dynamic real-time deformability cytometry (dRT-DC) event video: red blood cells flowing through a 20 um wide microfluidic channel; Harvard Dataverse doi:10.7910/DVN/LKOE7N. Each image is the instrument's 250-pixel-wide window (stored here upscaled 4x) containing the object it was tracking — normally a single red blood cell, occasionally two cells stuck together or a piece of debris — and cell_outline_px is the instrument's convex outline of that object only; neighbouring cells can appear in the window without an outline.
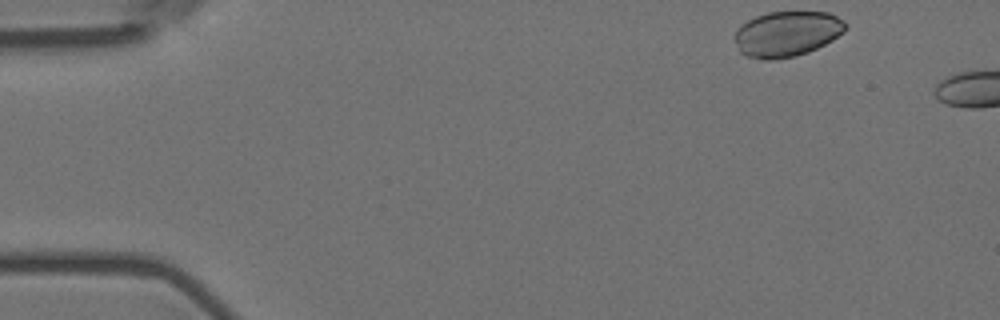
{"species": "Egyptian fruit bat (a non-hibernating species)", "species_latin": "Rousettus aegyptiacus", "temperature_condition": "room temperature", "stored_images_in_passage": 5, "camera_frame_rate_fps": 3000, "um_per_image_px": 0.085, "animal": {"sex": "female"}, "frame": {"image": 1, "passage_image": 1, "time_ms": 0.0, "image_size_px": [1000, 320], "cell_outline_px": [[848, 24], [844, 32], [832, 40], [808, 52], [796, 56], [776, 60], [764, 60], [744, 56], [740, 52], [736, 44], [736, 32], [740, 24], [756, 16], [768, 12], [828, 12], [844, 20]], "centroid_in_image_um": [66.89, 2.88], "position_along_channel_um": 18.1, "area_um2": 29.48}}